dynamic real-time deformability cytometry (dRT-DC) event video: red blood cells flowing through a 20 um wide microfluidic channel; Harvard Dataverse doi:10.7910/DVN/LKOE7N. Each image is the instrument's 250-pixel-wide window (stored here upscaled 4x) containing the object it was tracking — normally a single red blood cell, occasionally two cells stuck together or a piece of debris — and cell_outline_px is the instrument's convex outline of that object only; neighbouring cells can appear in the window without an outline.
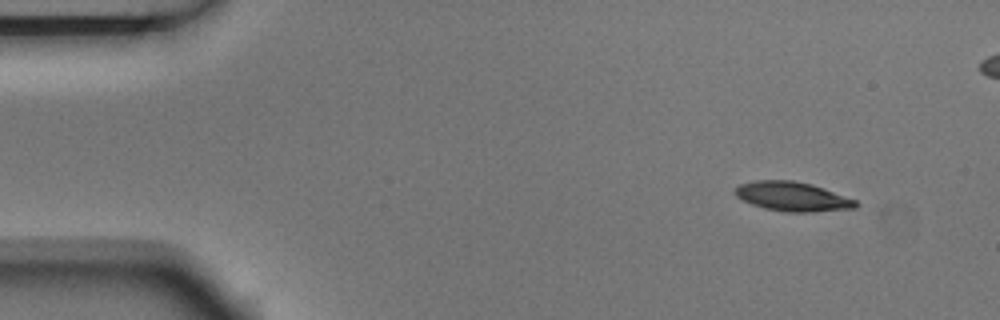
{"species": "Egyptian fruit bat (a non-hibernating species)", "species_latin": "Rousettus aegyptiacus", "temperature_condition": "room temperature", "stored_images_in_passage": 4, "camera_frame_rate_fps": 3000, "um_per_image_px": 0.085, "animal": {"sex": "male"}, "frame": {"image": 1, "passage_image": 1, "time_ms": 0.0, "image_size_px": [1000, 320], "cell_outline_px": [[860, 204], [856, 208], [812, 212], [784, 212], [764, 208], [752, 204], [736, 196], [732, 192], [740, 184], [752, 180], [792, 180], [812, 184], [824, 188], [856, 200]], "centroid_in_image_um": [67.36, 16.7], "position_along_channel_um": 17.6, "area_um2": 20.75}}